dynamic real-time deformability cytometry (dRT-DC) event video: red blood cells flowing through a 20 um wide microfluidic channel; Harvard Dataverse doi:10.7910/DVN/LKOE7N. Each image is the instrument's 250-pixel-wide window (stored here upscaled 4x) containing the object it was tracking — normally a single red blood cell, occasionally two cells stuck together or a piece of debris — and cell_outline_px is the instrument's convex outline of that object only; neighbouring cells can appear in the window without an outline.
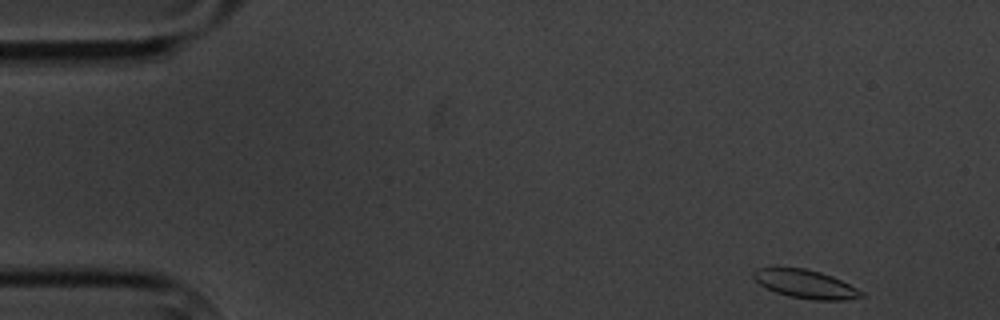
{"species": "common noctule bat (a hibernating species)", "species_latin": "Nyctalus noctula", "temperature_condition": "cold", "stored_images_in_passage": 5, "camera_frame_rate_fps": 3000, "um_per_image_px": 0.085, "animal": {"sex": "male", "body_mass_g": 20.1, "forearm_length_mm": 53.5}, "frame": {"image": 1, "passage_image": 1, "time_ms": 0.0, "image_size_px": [1000, 320], "cell_outline_px": [[864, 296], [844, 300], [812, 300], [788, 296], [776, 292], [760, 284], [752, 276], [752, 272], [756, 268], [804, 268], [820, 272], [832, 276], [864, 292]], "centroid_in_image_um": [68.46, 24.15], "position_along_channel_um": 16.5, "area_um2": 17.69}}